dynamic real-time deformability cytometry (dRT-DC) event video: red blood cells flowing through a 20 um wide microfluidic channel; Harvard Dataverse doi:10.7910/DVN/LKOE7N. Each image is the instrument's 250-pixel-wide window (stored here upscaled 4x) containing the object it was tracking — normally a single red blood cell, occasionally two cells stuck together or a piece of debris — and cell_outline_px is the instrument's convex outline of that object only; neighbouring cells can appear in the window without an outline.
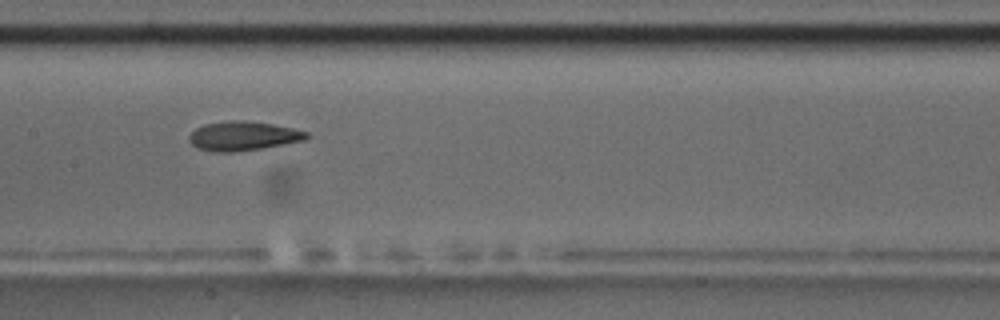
{"species": "common noctule bat (a hibernating species)", "species_latin": "Nyctalus noctula", "temperature_condition": "room temperature", "stored_images_in_passage": 11, "camera_frame_rate_fps": 3000, "um_per_image_px": 0.085, "animal": {"sex": "male", "body_mass_g": 17.5, "forearm_length_mm": 52.3}, "frame": {"image": 1, "passage_image": 8, "time_ms": 8.667, "image_size_px": [1000, 320], "cell_outline_px": [[308, 136], [304, 140], [284, 144], [260, 148], [232, 152], [216, 152], [196, 148], [188, 140], [188, 136], [196, 128], [204, 124], [224, 120], [244, 120], [272, 124], [292, 128], [308, 132]], "centroid_in_image_um": [20.61, 11.55], "position_along_channel_um": 186.8, "area_um2": 19.94}}